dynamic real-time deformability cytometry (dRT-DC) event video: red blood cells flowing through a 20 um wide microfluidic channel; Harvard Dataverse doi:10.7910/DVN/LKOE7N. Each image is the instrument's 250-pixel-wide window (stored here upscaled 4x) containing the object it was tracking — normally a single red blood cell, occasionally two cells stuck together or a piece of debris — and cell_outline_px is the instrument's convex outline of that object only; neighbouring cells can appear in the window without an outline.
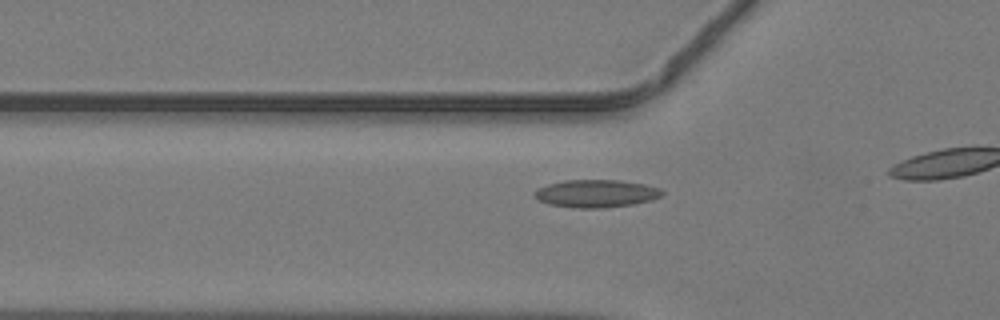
{"species": "common noctule bat (a hibernating species)", "species_latin": "Nyctalus noctula", "temperature_condition": "warm", "stored_images_in_passage": 8, "camera_frame_rate_fps": 3000, "um_per_image_px": 0.085, "animal": {"sex": "male", "body_mass_g": 19.2, "forearm_length_mm": 51.8}, "frame": {"image": 1, "passage_image": 3, "time_ms": 0.667, "image_size_px": [1000, 320], "cell_outline_px": [[664, 192], [660, 196], [652, 200], [632, 204], [604, 208], [576, 208], [548, 204], [540, 200], [536, 196], [536, 192], [540, 188], [548, 184], [564, 180], [620, 180], [644, 184], [660, 188]], "centroid_in_image_um": [50.72, 16.45], "position_along_channel_um": 75.1, "area_um2": 20.4}}
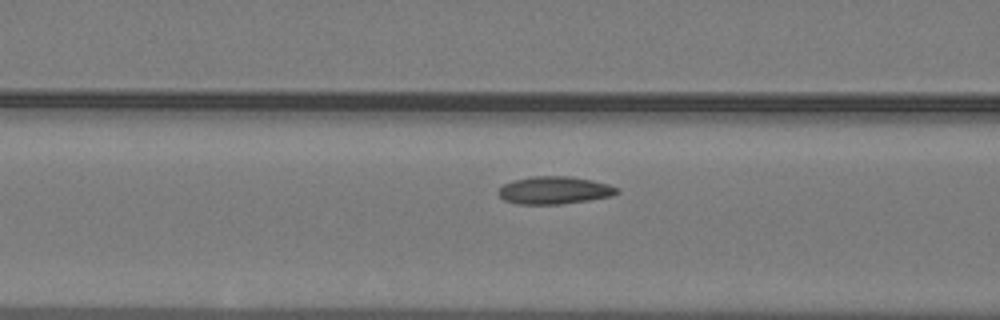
{"frame": {"image": 2, "passage_image": 6, "time_ms": 1.667, "image_size_px": [1000, 320], "cell_outline_px": [[620, 192], [612, 196], [588, 200], [560, 204], [516, 204], [504, 200], [496, 192], [504, 184], [512, 180], [532, 176], [572, 176], [592, 180], [608, 184], [620, 188]], "centroid_in_image_um": [47.13, 16.17], "position_along_channel_um": 119.5, "area_um2": 19.25}}